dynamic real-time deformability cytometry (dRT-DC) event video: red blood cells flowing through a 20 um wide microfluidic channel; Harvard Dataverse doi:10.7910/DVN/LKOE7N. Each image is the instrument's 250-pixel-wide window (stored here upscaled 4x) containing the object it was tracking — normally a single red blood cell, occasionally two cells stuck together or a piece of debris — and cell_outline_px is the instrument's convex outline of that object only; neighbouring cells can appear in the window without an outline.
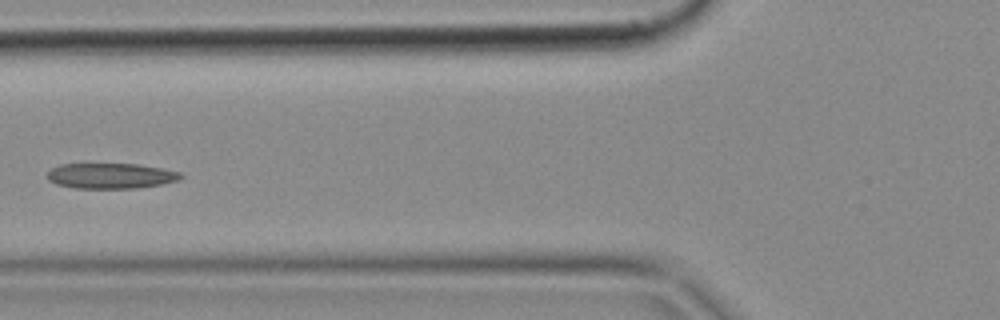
{"species": "common noctule bat (a hibernating species)", "species_latin": "Nyctalus noctula", "temperature_condition": "cold", "stored_images_in_passage": 6, "camera_frame_rate_fps": 3000, "um_per_image_px": 0.085, "animal": {"sex": "female", "body_mass_g": 18.4}, "frame": {"image": 1, "passage_image": 5, "time_ms": 1.333, "image_size_px": [1000, 320], "cell_outline_px": [[184, 176], [180, 180], [160, 184], [136, 188], [76, 188], [56, 184], [48, 180], [48, 172], [52, 168], [60, 164], [136, 164], [160, 168], [180, 172]], "centroid_in_image_um": [9.42, 14.95], "position_along_channel_um": 116.4, "area_um2": 19.65}}
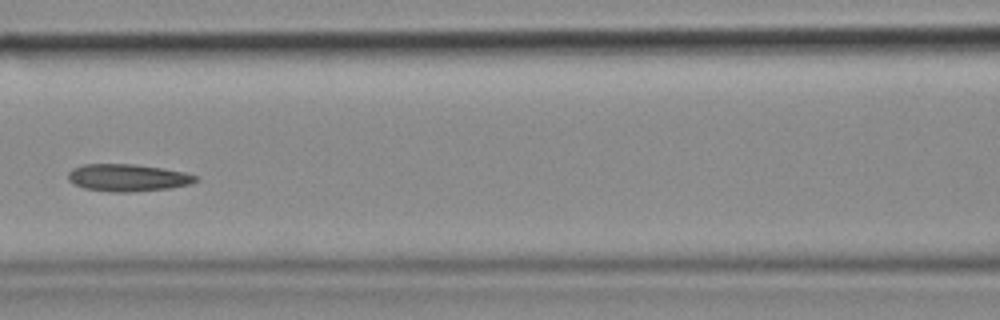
{"frame": {"image": 2, "passage_image": 6, "time_ms": 1.667, "image_size_px": [1000, 320], "cell_outline_px": [[196, 180], [192, 184], [172, 188], [132, 192], [112, 192], [84, 188], [72, 184], [68, 180], [68, 172], [72, 168], [84, 164], [136, 164], [164, 168], [184, 172], [196, 176]], "centroid_in_image_um": [10.84, 15.1], "position_along_channel_um": 155.8, "area_um2": 20.46}}